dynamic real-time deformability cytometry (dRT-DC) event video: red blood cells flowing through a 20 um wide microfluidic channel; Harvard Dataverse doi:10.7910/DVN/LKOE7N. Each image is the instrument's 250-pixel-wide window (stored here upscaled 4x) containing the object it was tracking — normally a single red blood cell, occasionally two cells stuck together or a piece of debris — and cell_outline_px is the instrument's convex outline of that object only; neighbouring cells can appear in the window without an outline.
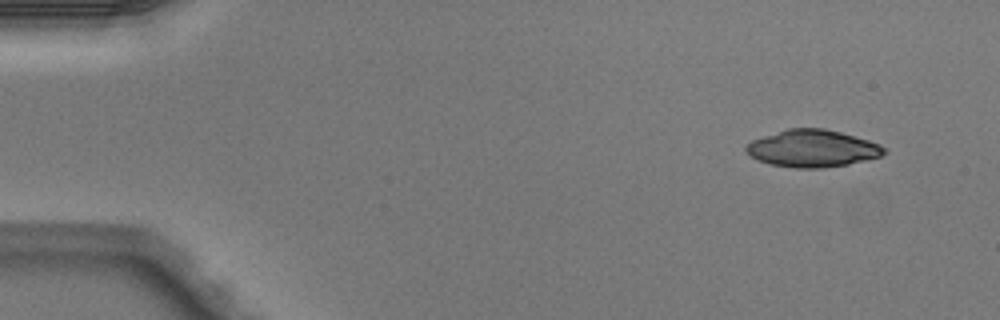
{"species": "Egyptian fruit bat (a non-hibernating species)", "species_latin": "Rousettus aegyptiacus", "temperature_condition": "warm", "stored_images_in_passage": 4, "camera_frame_rate_fps": 3000, "um_per_image_px": 0.085, "animal": {"sex": "male"}, "frame": {"image": 1, "passage_image": 1, "time_ms": 0.0, "image_size_px": [1000, 320], "cell_outline_px": [[888, 152], [880, 156], [848, 164], [820, 168], [796, 168], [772, 164], [760, 160], [752, 156], [744, 148], [752, 140], [788, 128], [824, 128], [840, 132], [868, 140], [880, 144]], "centroid_in_image_um": [69.08, 12.61], "position_along_channel_um": 15.9, "area_um2": 29.48}}
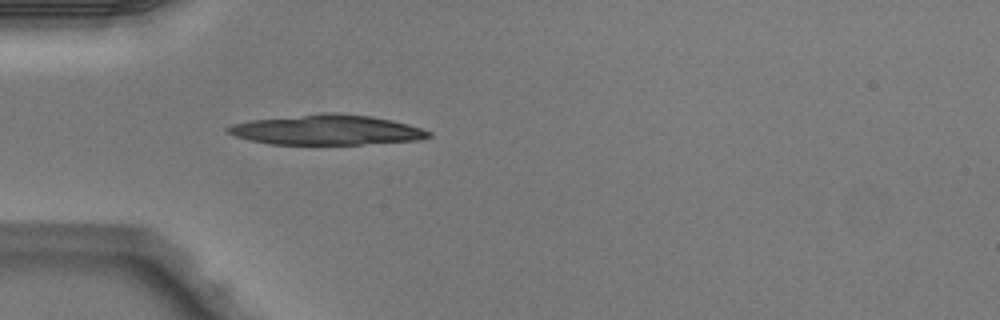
{"frame": {"image": 2, "passage_image": 4, "time_ms": 1.0, "image_size_px": [1000, 320], "cell_outline_px": [[432, 136], [420, 140], [360, 144], [268, 144], [236, 136], [228, 132], [224, 128], [232, 124], [248, 120], [320, 112], [336, 112], [372, 116], [392, 120], [408, 124], [432, 132]], "centroid_in_image_um": [27.77, 11.02], "position_along_channel_um": 57.2, "area_um2": 35.43}}